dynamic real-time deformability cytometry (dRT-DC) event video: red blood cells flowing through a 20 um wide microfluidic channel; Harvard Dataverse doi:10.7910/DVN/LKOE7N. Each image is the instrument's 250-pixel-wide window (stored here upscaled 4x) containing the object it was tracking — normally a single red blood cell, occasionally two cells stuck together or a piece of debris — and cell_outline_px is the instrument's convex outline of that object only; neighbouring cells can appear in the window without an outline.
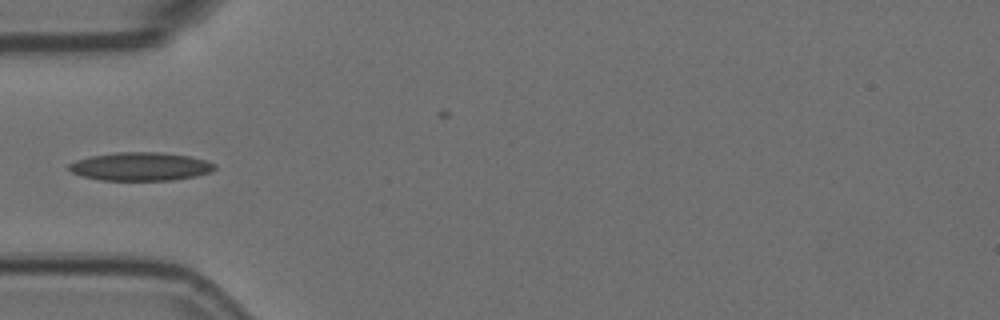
{"species": "Egyptian fruit bat (a non-hibernating species)", "species_latin": "Rousettus aegyptiacus", "temperature_condition": "room temperature", "stored_images_in_passage": 29, "camera_frame_rate_fps": 3000, "um_per_image_px": 0.085, "animal": {"sex": "female"}, "frame": {"image": 1, "passage_image": 1, "time_ms": 0.0, "image_size_px": [1000, 320], "cell_outline_px": [[216, 168], [208, 172], [196, 176], [172, 180], [100, 180], [84, 176], [72, 172], [68, 168], [68, 164], [76, 160], [92, 156], [116, 152], [160, 152], [188, 156], [204, 160], [216, 164]], "centroid_in_image_um": [11.94, 14.15], "position_along_channel_um": 73.1, "area_um2": 23.87}}
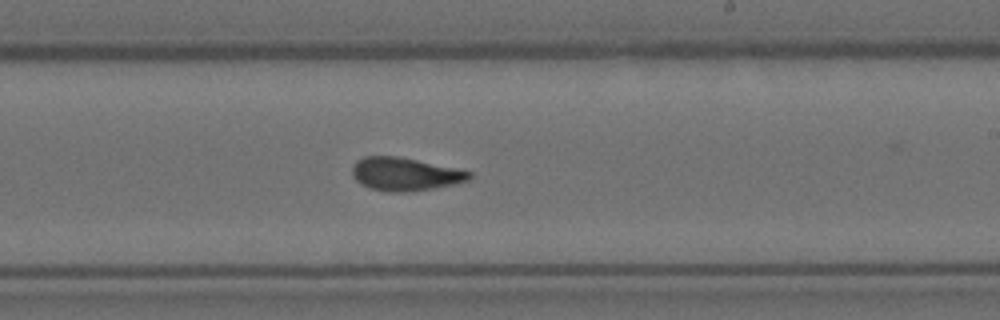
{"frame": {"image": 2, "passage_image": 16, "time_ms": 5.0, "image_size_px": [1000, 320], "cell_outline_px": [[472, 176], [468, 180], [452, 184], [432, 188], [404, 192], [392, 192], [368, 188], [360, 184], [352, 176], [352, 164], [356, 160], [364, 156], [396, 156], [456, 168], [472, 172]], "centroid_in_image_um": [34.36, 14.79], "position_along_channel_um": 254.6, "area_um2": 22.48}}
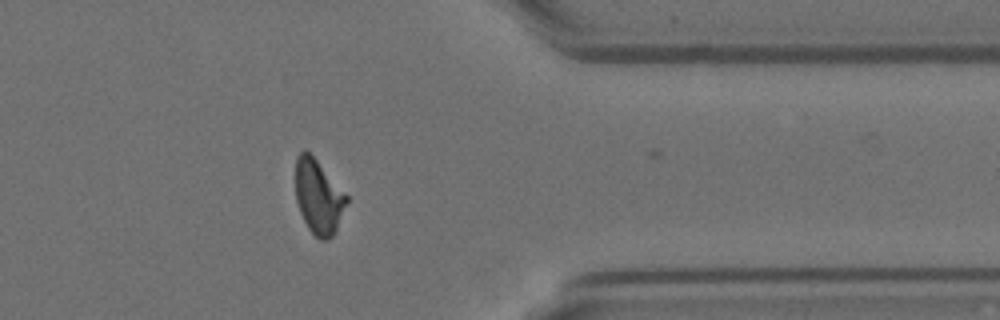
{"frame": {"image": 3, "passage_image": 28, "time_ms": 9.0, "image_size_px": [1000, 320], "cell_outline_px": [[348, 200], [336, 228], [332, 236], [328, 240], [320, 240], [308, 228], [300, 212], [296, 200], [296, 156], [300, 152], [308, 152], [316, 160], [348, 196]], "centroid_in_image_um": [27.06, 16.74], "position_along_channel_um": 384.3, "area_um2": 21.56}}